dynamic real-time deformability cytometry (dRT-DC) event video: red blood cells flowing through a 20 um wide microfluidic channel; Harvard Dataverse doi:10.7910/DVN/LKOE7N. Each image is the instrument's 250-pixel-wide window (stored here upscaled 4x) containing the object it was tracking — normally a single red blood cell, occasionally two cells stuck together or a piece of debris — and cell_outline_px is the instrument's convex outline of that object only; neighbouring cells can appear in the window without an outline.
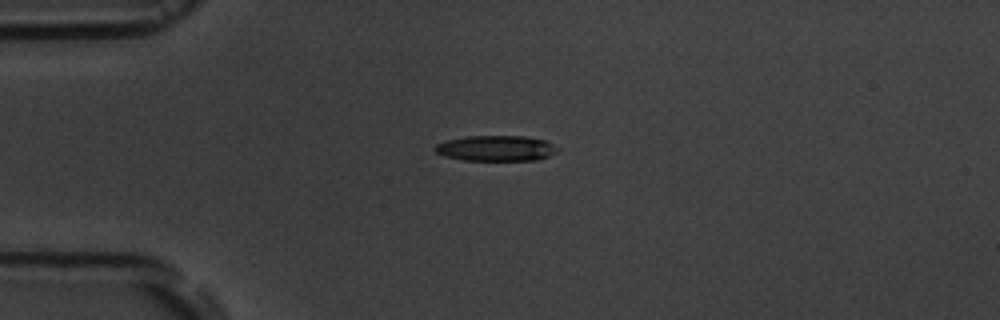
{"species": "common noctule bat (a hibernating species)", "species_latin": "Nyctalus noctula", "temperature_condition": "room temperature", "stored_images_in_passage": 4, "camera_frame_rate_fps": 3000, "um_per_image_px": 0.085, "animal": {"sex": "male", "body_mass_g": 19.5, "forearm_length_mm": 54.6}, "frame": {"image": 1, "passage_image": 1, "time_ms": 0.0, "image_size_px": [1000, 320], "cell_outline_px": [[560, 148], [556, 152], [548, 156], [536, 160], [464, 160], [444, 156], [436, 152], [432, 148], [436, 144], [448, 140], [468, 136], [524, 136], [544, 140]], "centroid_in_image_um": [42.15, 12.6], "position_along_channel_um": 42.8, "area_um2": 18.15}}
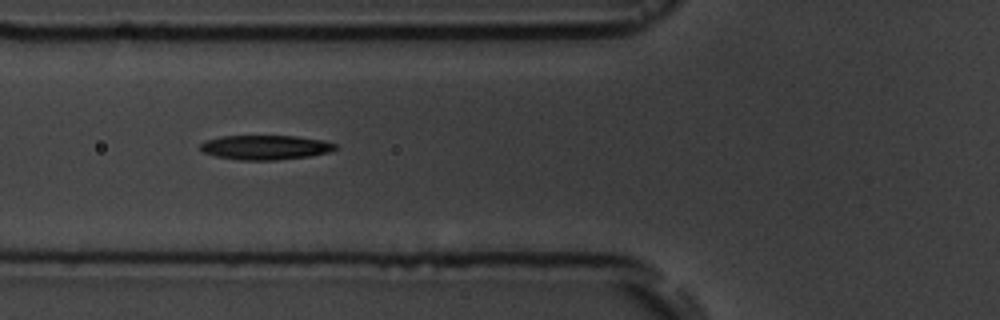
{"frame": {"image": 2, "passage_image": 3, "time_ms": 2.333, "image_size_px": [1000, 320], "cell_outline_px": [[336, 148], [328, 152], [308, 156], [276, 160], [240, 160], [216, 156], [200, 152], [200, 144], [204, 140], [220, 136], [296, 136], [324, 140], [336, 144]], "centroid_in_image_um": [22.5, 12.52], "position_along_channel_um": 103.3, "area_um2": 19.31}}
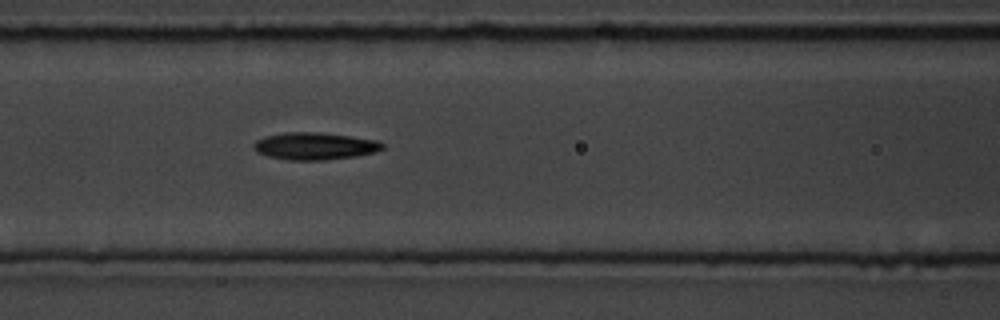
{"frame": {"image": 3, "passage_image": 4, "time_ms": 3.333, "image_size_px": [1000, 320], "cell_outline_px": [[384, 148], [376, 152], [356, 156], [324, 160], [288, 160], [268, 156], [256, 152], [252, 144], [256, 140], [264, 136], [284, 132], [316, 132], [348, 136], [376, 140], [384, 144]], "centroid_in_image_um": [26.72, 12.42], "position_along_channel_um": 139.9, "area_um2": 20.46}}